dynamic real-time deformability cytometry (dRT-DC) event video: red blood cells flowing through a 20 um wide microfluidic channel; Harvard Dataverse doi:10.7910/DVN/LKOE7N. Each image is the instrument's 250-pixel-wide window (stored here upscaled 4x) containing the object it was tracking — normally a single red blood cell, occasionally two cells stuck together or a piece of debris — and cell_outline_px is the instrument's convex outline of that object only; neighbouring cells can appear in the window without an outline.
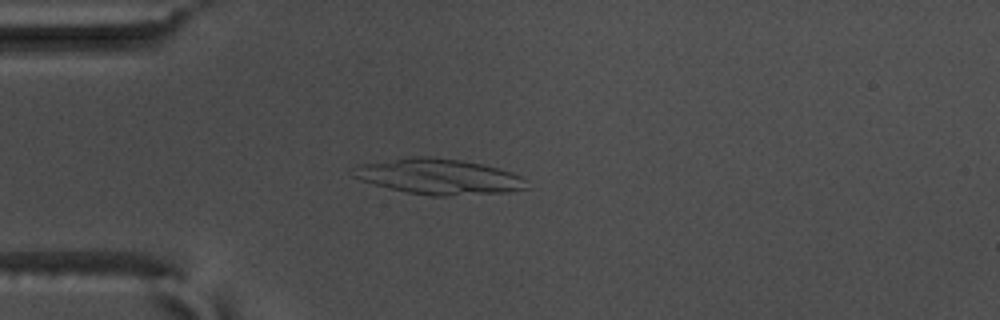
{"species": "common noctule bat (a hibernating species)", "species_latin": "Nyctalus noctula", "temperature_condition": "warm", "stored_images_in_passage": 56, "camera_frame_rate_fps": 3000, "um_per_image_px": 0.085, "animal": {"sex": "male", "body_mass_g": 17.5, "forearm_length_mm": 52.3}, "frame": {"image": 1, "passage_image": 15, "time_ms": 4.667, "image_size_px": [1000, 320], "cell_outline_px": [[528, 188], [508, 192], [448, 196], [428, 196], [388, 188], [360, 180], [352, 176], [352, 168], [360, 164], [408, 156], [428, 156], [460, 160], [484, 164], [512, 172], [520, 176], [524, 180]], "centroid_in_image_um": [37.26, 15.0], "position_along_channel_um": 47.7, "area_um2": 36.13}}
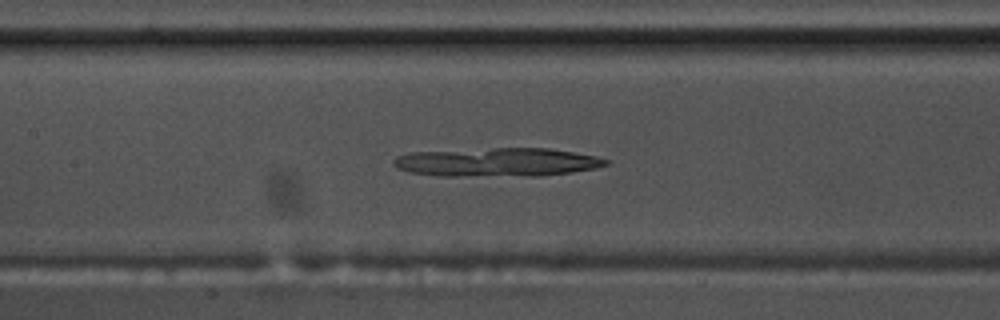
{"frame": {"image": 2, "passage_image": 26, "time_ms": 8.333, "image_size_px": [1000, 320], "cell_outline_px": [[608, 164], [596, 168], [572, 172], [540, 176], [440, 176], [408, 172], [396, 168], [392, 164], [392, 160], [396, 156], [412, 152], [496, 148], [548, 148], [596, 156], [608, 160]], "centroid_in_image_um": [42.22, 13.79], "position_along_channel_um": 165.2, "area_um2": 35.6}}
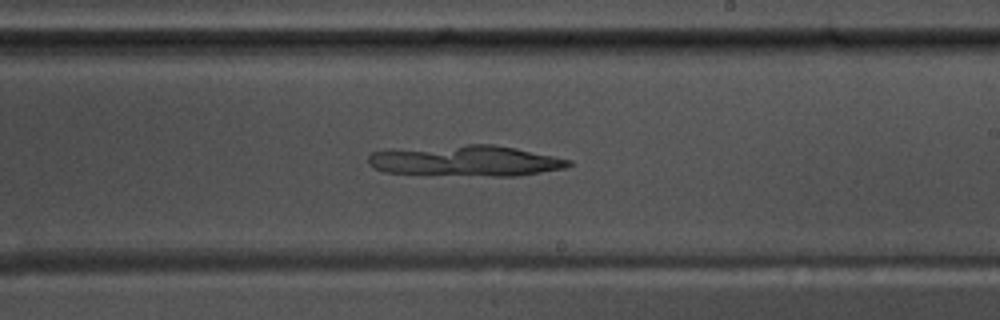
{"frame": {"image": 3, "passage_image": 33, "time_ms": 10.667, "image_size_px": [1000, 320], "cell_outline_px": [[572, 164], [564, 168], [516, 176], [492, 176], [384, 172], [372, 168], [368, 164], [368, 156], [372, 152], [468, 144], [492, 144], [516, 148], [572, 160]], "centroid_in_image_um": [39.63, 13.67], "position_along_channel_um": 249.4, "area_um2": 35.37}}